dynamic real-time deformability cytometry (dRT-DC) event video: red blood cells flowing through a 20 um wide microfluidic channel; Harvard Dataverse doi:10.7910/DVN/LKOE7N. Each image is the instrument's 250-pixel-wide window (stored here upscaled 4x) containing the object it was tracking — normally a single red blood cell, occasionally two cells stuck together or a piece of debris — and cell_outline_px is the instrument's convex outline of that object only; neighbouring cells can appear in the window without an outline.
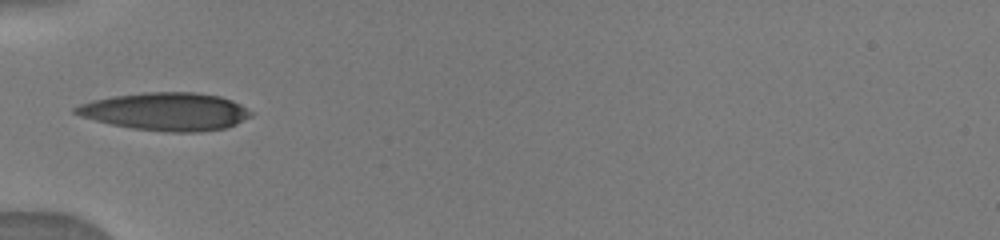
{"species": "human", "species_latin": "Homo sapiens", "temperature_condition": "warm", "stored_images_in_passage": 32, "camera_frame_rate_fps": 3000, "um_per_image_px": 0.085, "donor": {"sex": "male"}, "frame": {"image": 1, "passage_image": 1, "time_ms": 0.0, "image_size_px": [1000, 240], "cell_outline_px": [[252, 116], [236, 124], [224, 128], [200, 132], [164, 132], [132, 128], [112, 124], [80, 116], [72, 112], [72, 108], [80, 104], [92, 100], [112, 96], [144, 92], [196, 92], [220, 96], [232, 100], [240, 104], [252, 112]], "centroid_in_image_um": [14.1, 9.48], "position_along_channel_um": 70.9, "area_um2": 38.78}}